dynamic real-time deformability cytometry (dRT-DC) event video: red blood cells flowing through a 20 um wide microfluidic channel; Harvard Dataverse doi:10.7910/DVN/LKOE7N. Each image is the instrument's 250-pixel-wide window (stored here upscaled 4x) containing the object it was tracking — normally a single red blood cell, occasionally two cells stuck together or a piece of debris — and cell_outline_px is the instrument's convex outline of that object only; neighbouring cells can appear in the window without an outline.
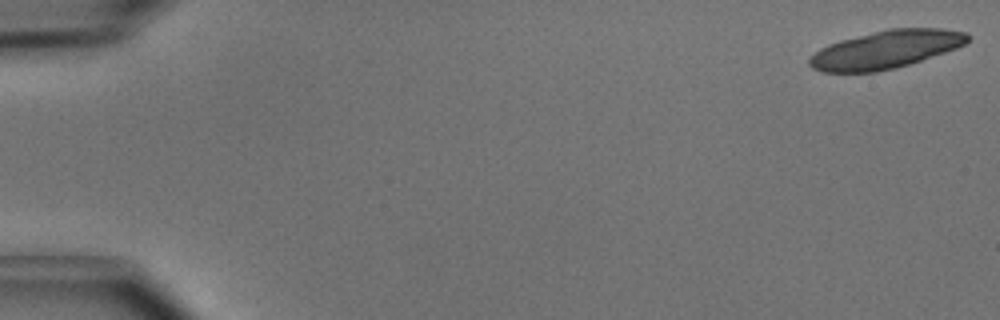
{"species": "common noctule bat (a hibernating species)", "species_latin": "Nyctalus noctula", "temperature_condition": "cold", "stored_images_in_passage": 5, "camera_frame_rate_fps": 3000, "um_per_image_px": 0.085, "animal": {"sex": "male", "body_mass_g": 15.6}, "frame": {"image": 1, "passage_image": 1, "time_ms": 0.0, "image_size_px": [1000, 320], "cell_outline_px": [[972, 36], [964, 44], [956, 48], [896, 68], [876, 72], [820, 72], [812, 68], [808, 64], [808, 60], [820, 48], [828, 44], [840, 40], [888, 28], [944, 28], [968, 32]], "centroid_in_image_um": [75.29, 4.2], "position_along_channel_um": 9.7, "area_um2": 35.03}}